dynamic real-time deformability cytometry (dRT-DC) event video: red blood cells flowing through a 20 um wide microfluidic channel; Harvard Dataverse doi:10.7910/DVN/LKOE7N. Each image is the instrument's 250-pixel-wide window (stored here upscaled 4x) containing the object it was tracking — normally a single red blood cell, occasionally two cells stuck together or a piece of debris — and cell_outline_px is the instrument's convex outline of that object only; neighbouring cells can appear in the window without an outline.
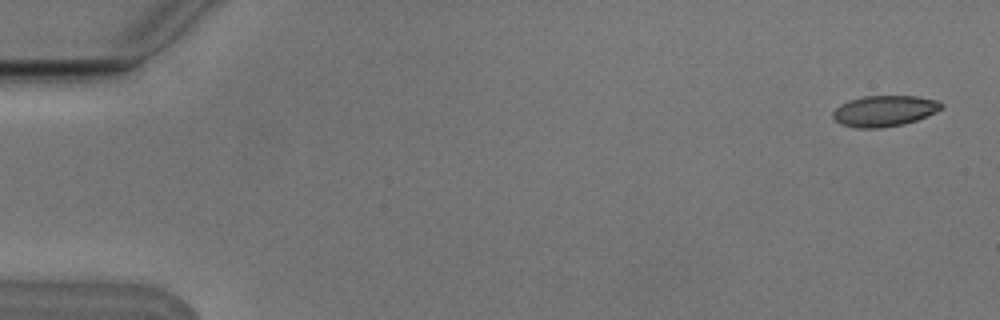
{"species": "Egyptian fruit bat (a non-hibernating species)", "species_latin": "Rousettus aegyptiacus", "temperature_condition": "cold", "stored_images_in_passage": 6, "camera_frame_rate_fps": 3000, "um_per_image_px": 0.085, "animal": {"sex": "male"}, "frame": {"image": 1, "passage_image": 1, "time_ms": 0.0, "image_size_px": [1000, 320], "cell_outline_px": [[944, 108], [936, 112], [916, 120], [904, 124], [880, 128], [856, 128], [840, 124], [832, 116], [832, 112], [840, 104], [848, 100], [864, 96], [916, 96], [940, 100], [944, 104]], "centroid_in_image_um": [75.19, 9.42], "position_along_channel_um": 9.8, "area_um2": 19.77}}
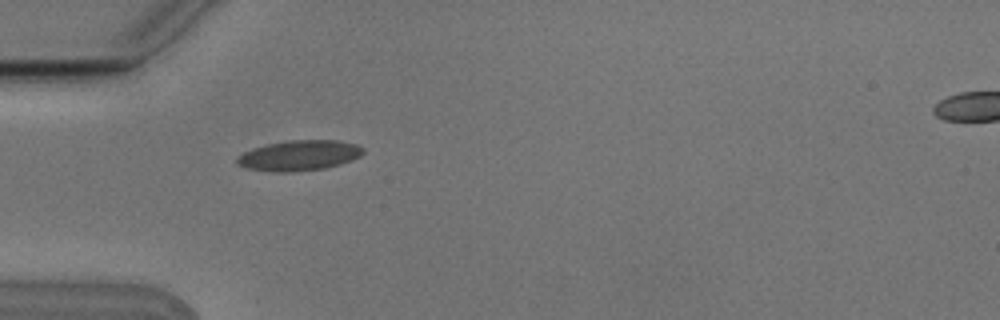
{"frame": {"image": 2, "passage_image": 5, "time_ms": 1.333, "image_size_px": [1000, 320], "cell_outline_px": [[364, 152], [360, 156], [352, 160], [324, 168], [284, 172], [248, 168], [236, 164], [236, 156], [252, 148], [268, 144], [292, 140], [336, 140], [356, 144], [364, 148]], "centroid_in_image_um": [25.43, 13.2], "position_along_channel_um": 59.6, "area_um2": 21.96}}